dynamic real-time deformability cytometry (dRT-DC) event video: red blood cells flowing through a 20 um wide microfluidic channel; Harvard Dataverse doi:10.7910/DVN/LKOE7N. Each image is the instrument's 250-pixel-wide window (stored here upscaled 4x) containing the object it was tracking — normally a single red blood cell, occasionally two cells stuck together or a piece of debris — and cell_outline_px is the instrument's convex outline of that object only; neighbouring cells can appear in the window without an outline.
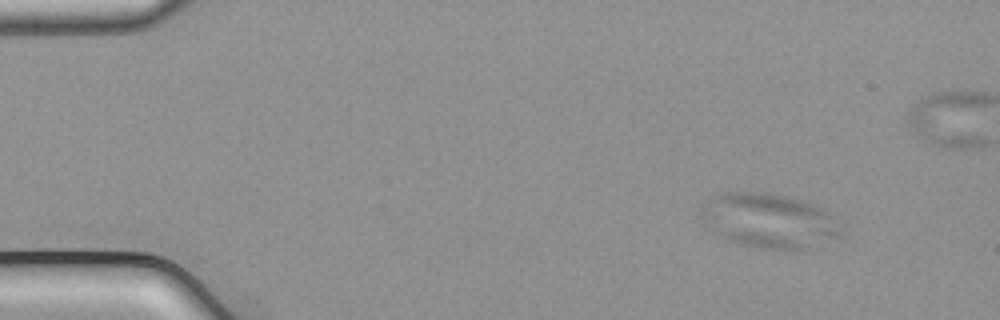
{"species": "common noctule bat (a hibernating species)", "species_latin": "Nyctalus noctula", "temperature_condition": "cold", "stored_images_in_passage": 50, "camera_frame_rate_fps": 3000, "um_per_image_px": 0.085, "animal": {"sex": "male", "body_mass_g": 21.5, "forearm_length_mm": 52.0}, "frame": {"image": 1, "passage_image": 1, "time_ms": 0.0, "image_size_px": [1000, 320], "cell_outline_px": [[844, 236], [808, 248], [760, 248], [740, 244], [728, 240], [712, 232], [704, 220], [704, 212], [716, 192], [768, 192], [788, 196], [812, 204], [828, 212], [832, 216], [844, 232]], "centroid_in_image_um": [65.43, 18.76], "position_along_channel_um": 19.6, "area_um2": 43.81}}